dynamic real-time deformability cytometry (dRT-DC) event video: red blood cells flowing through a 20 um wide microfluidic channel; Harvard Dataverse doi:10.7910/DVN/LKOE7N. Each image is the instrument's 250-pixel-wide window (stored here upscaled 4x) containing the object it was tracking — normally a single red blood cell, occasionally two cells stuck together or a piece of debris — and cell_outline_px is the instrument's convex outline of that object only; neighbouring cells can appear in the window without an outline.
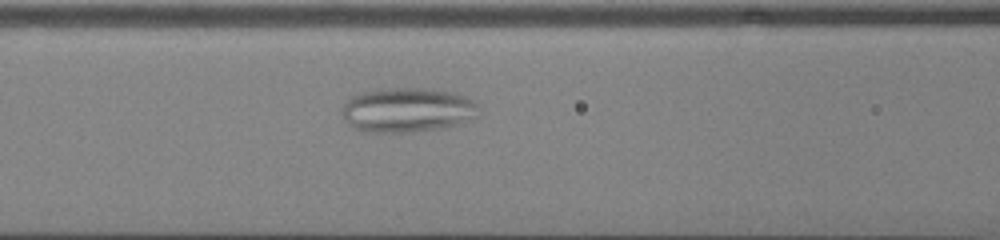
{"species": "common noctule bat (a hibernating species)", "species_latin": "Nyctalus noctula", "temperature_condition": "cold", "stored_images_in_passage": 33, "camera_frame_rate_fps": 3000, "um_per_image_px": 0.085, "animal": {"sex": "male", "body_mass_g": 13.0, "forearm_length_mm": 53.1}, "frame": {"image": 1, "passage_image": 8, "time_ms": 2.333, "image_size_px": [1000, 240], "cell_outline_px": [[476, 116], [440, 128], [404, 132], [360, 132], [352, 128], [344, 120], [344, 104], [352, 96], [364, 92], [380, 88], [428, 88], [456, 92], [472, 100], [476, 104]], "centroid_in_image_um": [34.56, 9.33], "position_along_channel_um": 132.0, "area_um2": 35.08}}
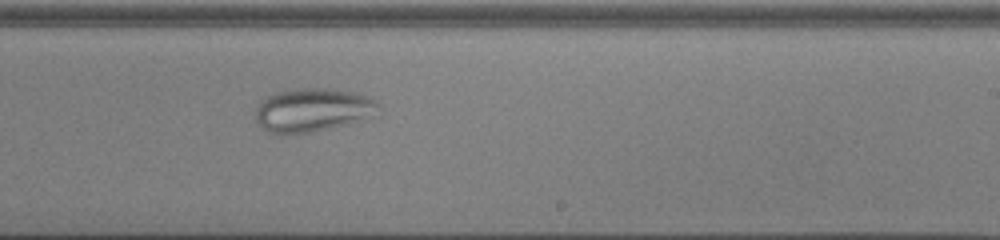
{"frame": {"image": 2, "passage_image": 18, "time_ms": 5.667, "image_size_px": [1000, 240], "cell_outline_px": [[380, 116], [348, 124], [312, 132], [268, 132], [256, 120], [256, 108], [260, 100], [276, 92], [300, 88], [324, 88], [356, 92], [380, 104]], "centroid_in_image_um": [26.65, 9.34], "position_along_channel_um": 262.3, "area_um2": 31.15}}